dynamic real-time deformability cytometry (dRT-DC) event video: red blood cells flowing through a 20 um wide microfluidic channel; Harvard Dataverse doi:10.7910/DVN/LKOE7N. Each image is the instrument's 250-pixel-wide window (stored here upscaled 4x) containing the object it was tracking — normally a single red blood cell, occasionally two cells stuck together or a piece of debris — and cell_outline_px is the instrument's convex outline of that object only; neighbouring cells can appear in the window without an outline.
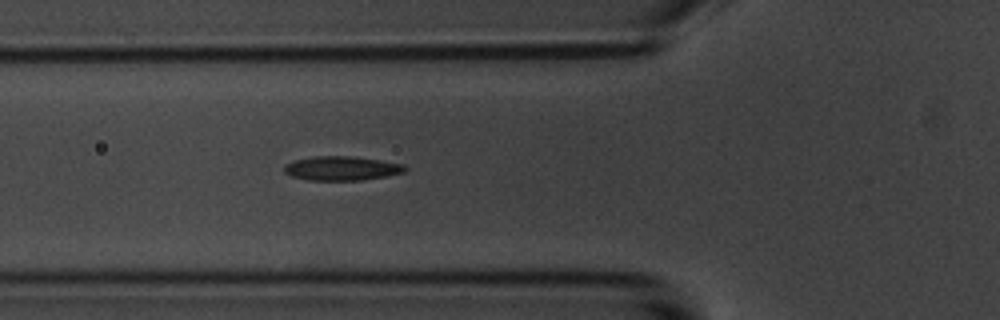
{"species": "common noctule bat (a hibernating species)", "species_latin": "Nyctalus noctula", "temperature_condition": "room temperature", "stored_images_in_passage": 39, "camera_frame_rate_fps": 3000, "um_per_image_px": 0.085, "animal": {"sex": "male", "body_mass_g": 20.1, "forearm_length_mm": 53.5}, "frame": {"image": 1, "passage_image": 5, "time_ms": 1.333, "image_size_px": [1000, 320], "cell_outline_px": [[408, 168], [404, 172], [384, 176], [360, 180], [308, 180], [292, 176], [284, 172], [284, 164], [296, 160], [312, 156], [352, 156], [380, 160], [404, 164]], "centroid_in_image_um": [29.03, 14.3], "position_along_channel_um": 96.8, "area_um2": 16.94}}
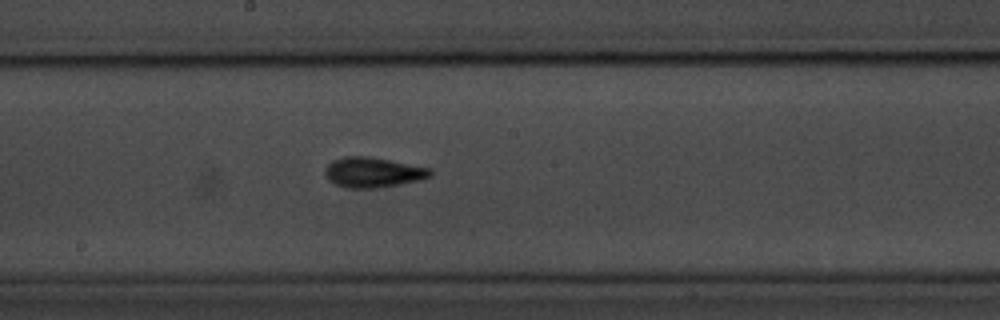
{"frame": {"image": 2, "passage_image": 15, "time_ms": 4.667, "image_size_px": [1000, 320], "cell_outline_px": [[432, 176], [420, 180], [400, 184], [376, 188], [344, 188], [328, 180], [324, 172], [328, 164], [332, 160], [344, 156], [368, 156], [432, 168]], "centroid_in_image_um": [31.7, 14.65], "position_along_channel_um": 216.5, "area_um2": 18.61}}
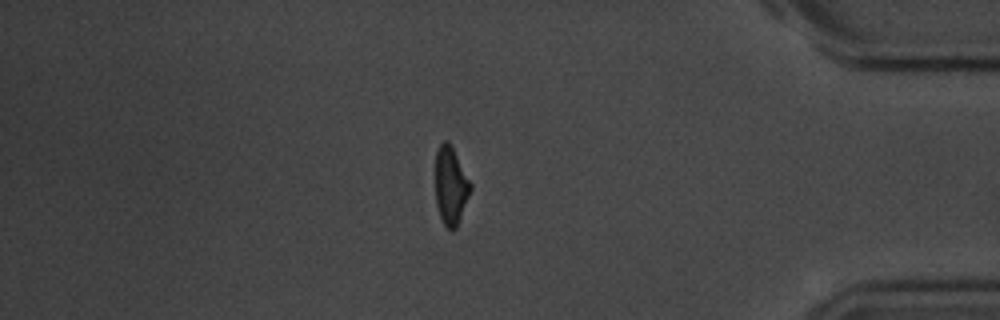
{"frame": {"image": 3, "passage_image": 33, "time_ms": 10.667, "image_size_px": [1000, 320], "cell_outline_px": [[472, 188], [456, 228], [448, 228], [444, 224], [440, 216], [436, 204], [436, 152], [440, 144], [444, 140], [448, 140], [472, 184]], "centroid_in_image_um": [38.31, 15.76], "position_along_channel_um": 396.9, "area_um2": 15.66}}